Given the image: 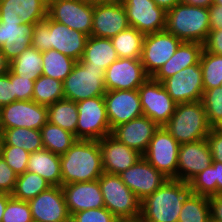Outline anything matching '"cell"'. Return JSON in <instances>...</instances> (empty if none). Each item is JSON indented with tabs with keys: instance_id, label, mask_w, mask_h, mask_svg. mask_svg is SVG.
I'll return each mask as SVG.
<instances>
[{
	"instance_id": "obj_22",
	"label": "cell",
	"mask_w": 222,
	"mask_h": 222,
	"mask_svg": "<svg viewBox=\"0 0 222 222\" xmlns=\"http://www.w3.org/2000/svg\"><path fill=\"white\" fill-rule=\"evenodd\" d=\"M88 35L81 31L73 30L51 20L48 17V45L49 50L54 49L65 56L80 61L84 53Z\"/></svg>"
},
{
	"instance_id": "obj_47",
	"label": "cell",
	"mask_w": 222,
	"mask_h": 222,
	"mask_svg": "<svg viewBox=\"0 0 222 222\" xmlns=\"http://www.w3.org/2000/svg\"><path fill=\"white\" fill-rule=\"evenodd\" d=\"M17 174L5 162L3 157L0 158V192L11 194L14 190L17 180Z\"/></svg>"
},
{
	"instance_id": "obj_9",
	"label": "cell",
	"mask_w": 222,
	"mask_h": 222,
	"mask_svg": "<svg viewBox=\"0 0 222 222\" xmlns=\"http://www.w3.org/2000/svg\"><path fill=\"white\" fill-rule=\"evenodd\" d=\"M179 148L180 144L175 138L159 127L142 156L167 178L177 179Z\"/></svg>"
},
{
	"instance_id": "obj_48",
	"label": "cell",
	"mask_w": 222,
	"mask_h": 222,
	"mask_svg": "<svg viewBox=\"0 0 222 222\" xmlns=\"http://www.w3.org/2000/svg\"><path fill=\"white\" fill-rule=\"evenodd\" d=\"M212 155V160L222 163V131L212 128L206 138Z\"/></svg>"
},
{
	"instance_id": "obj_13",
	"label": "cell",
	"mask_w": 222,
	"mask_h": 222,
	"mask_svg": "<svg viewBox=\"0 0 222 222\" xmlns=\"http://www.w3.org/2000/svg\"><path fill=\"white\" fill-rule=\"evenodd\" d=\"M162 84L176 104L201 101L204 87L200 63L182 69Z\"/></svg>"
},
{
	"instance_id": "obj_55",
	"label": "cell",
	"mask_w": 222,
	"mask_h": 222,
	"mask_svg": "<svg viewBox=\"0 0 222 222\" xmlns=\"http://www.w3.org/2000/svg\"><path fill=\"white\" fill-rule=\"evenodd\" d=\"M10 200V194L0 192V222L2 221V217L7 205V202Z\"/></svg>"
},
{
	"instance_id": "obj_60",
	"label": "cell",
	"mask_w": 222,
	"mask_h": 222,
	"mask_svg": "<svg viewBox=\"0 0 222 222\" xmlns=\"http://www.w3.org/2000/svg\"><path fill=\"white\" fill-rule=\"evenodd\" d=\"M217 128L222 131V123Z\"/></svg>"
},
{
	"instance_id": "obj_18",
	"label": "cell",
	"mask_w": 222,
	"mask_h": 222,
	"mask_svg": "<svg viewBox=\"0 0 222 222\" xmlns=\"http://www.w3.org/2000/svg\"><path fill=\"white\" fill-rule=\"evenodd\" d=\"M123 5L130 27L144 35L165 30L166 12L153 0H126Z\"/></svg>"
},
{
	"instance_id": "obj_44",
	"label": "cell",
	"mask_w": 222,
	"mask_h": 222,
	"mask_svg": "<svg viewBox=\"0 0 222 222\" xmlns=\"http://www.w3.org/2000/svg\"><path fill=\"white\" fill-rule=\"evenodd\" d=\"M72 222H121L107 208L79 211L71 216Z\"/></svg>"
},
{
	"instance_id": "obj_45",
	"label": "cell",
	"mask_w": 222,
	"mask_h": 222,
	"mask_svg": "<svg viewBox=\"0 0 222 222\" xmlns=\"http://www.w3.org/2000/svg\"><path fill=\"white\" fill-rule=\"evenodd\" d=\"M9 78L14 89V101L33 100L34 80L19 77L9 69Z\"/></svg>"
},
{
	"instance_id": "obj_11",
	"label": "cell",
	"mask_w": 222,
	"mask_h": 222,
	"mask_svg": "<svg viewBox=\"0 0 222 222\" xmlns=\"http://www.w3.org/2000/svg\"><path fill=\"white\" fill-rule=\"evenodd\" d=\"M181 43L180 39L166 30L145 35L141 62L146 74L153 77L175 54Z\"/></svg>"
},
{
	"instance_id": "obj_40",
	"label": "cell",
	"mask_w": 222,
	"mask_h": 222,
	"mask_svg": "<svg viewBox=\"0 0 222 222\" xmlns=\"http://www.w3.org/2000/svg\"><path fill=\"white\" fill-rule=\"evenodd\" d=\"M199 63L204 91L220 87L222 84V56L207 52L203 48Z\"/></svg>"
},
{
	"instance_id": "obj_17",
	"label": "cell",
	"mask_w": 222,
	"mask_h": 222,
	"mask_svg": "<svg viewBox=\"0 0 222 222\" xmlns=\"http://www.w3.org/2000/svg\"><path fill=\"white\" fill-rule=\"evenodd\" d=\"M103 97L111 131L143 115L138 90L106 91Z\"/></svg>"
},
{
	"instance_id": "obj_31",
	"label": "cell",
	"mask_w": 222,
	"mask_h": 222,
	"mask_svg": "<svg viewBox=\"0 0 222 222\" xmlns=\"http://www.w3.org/2000/svg\"><path fill=\"white\" fill-rule=\"evenodd\" d=\"M48 122L74 134L77 138V103L61 99L47 106Z\"/></svg>"
},
{
	"instance_id": "obj_61",
	"label": "cell",
	"mask_w": 222,
	"mask_h": 222,
	"mask_svg": "<svg viewBox=\"0 0 222 222\" xmlns=\"http://www.w3.org/2000/svg\"><path fill=\"white\" fill-rule=\"evenodd\" d=\"M0 133H2V129H1V119H0Z\"/></svg>"
},
{
	"instance_id": "obj_53",
	"label": "cell",
	"mask_w": 222,
	"mask_h": 222,
	"mask_svg": "<svg viewBox=\"0 0 222 222\" xmlns=\"http://www.w3.org/2000/svg\"><path fill=\"white\" fill-rule=\"evenodd\" d=\"M181 3L209 9L214 4V0H181Z\"/></svg>"
},
{
	"instance_id": "obj_43",
	"label": "cell",
	"mask_w": 222,
	"mask_h": 222,
	"mask_svg": "<svg viewBox=\"0 0 222 222\" xmlns=\"http://www.w3.org/2000/svg\"><path fill=\"white\" fill-rule=\"evenodd\" d=\"M30 153L23 148L11 145L3 146L2 157L17 175L27 171V164Z\"/></svg>"
},
{
	"instance_id": "obj_58",
	"label": "cell",
	"mask_w": 222,
	"mask_h": 222,
	"mask_svg": "<svg viewBox=\"0 0 222 222\" xmlns=\"http://www.w3.org/2000/svg\"><path fill=\"white\" fill-rule=\"evenodd\" d=\"M3 146H4L3 135H2V133H0V158L2 157Z\"/></svg>"
},
{
	"instance_id": "obj_19",
	"label": "cell",
	"mask_w": 222,
	"mask_h": 222,
	"mask_svg": "<svg viewBox=\"0 0 222 222\" xmlns=\"http://www.w3.org/2000/svg\"><path fill=\"white\" fill-rule=\"evenodd\" d=\"M212 161L206 139L180 144L177 180L189 183L197 174L211 165Z\"/></svg>"
},
{
	"instance_id": "obj_21",
	"label": "cell",
	"mask_w": 222,
	"mask_h": 222,
	"mask_svg": "<svg viewBox=\"0 0 222 222\" xmlns=\"http://www.w3.org/2000/svg\"><path fill=\"white\" fill-rule=\"evenodd\" d=\"M129 27L124 5L93 3L91 36L112 38Z\"/></svg>"
},
{
	"instance_id": "obj_25",
	"label": "cell",
	"mask_w": 222,
	"mask_h": 222,
	"mask_svg": "<svg viewBox=\"0 0 222 222\" xmlns=\"http://www.w3.org/2000/svg\"><path fill=\"white\" fill-rule=\"evenodd\" d=\"M70 216L89 209L105 207L98 180L61 186Z\"/></svg>"
},
{
	"instance_id": "obj_36",
	"label": "cell",
	"mask_w": 222,
	"mask_h": 222,
	"mask_svg": "<svg viewBox=\"0 0 222 222\" xmlns=\"http://www.w3.org/2000/svg\"><path fill=\"white\" fill-rule=\"evenodd\" d=\"M42 75L60 80L61 82L72 72L76 60L50 49L42 52Z\"/></svg>"
},
{
	"instance_id": "obj_16",
	"label": "cell",
	"mask_w": 222,
	"mask_h": 222,
	"mask_svg": "<svg viewBox=\"0 0 222 222\" xmlns=\"http://www.w3.org/2000/svg\"><path fill=\"white\" fill-rule=\"evenodd\" d=\"M28 203L33 222L71 221L61 186L49 187Z\"/></svg>"
},
{
	"instance_id": "obj_51",
	"label": "cell",
	"mask_w": 222,
	"mask_h": 222,
	"mask_svg": "<svg viewBox=\"0 0 222 222\" xmlns=\"http://www.w3.org/2000/svg\"><path fill=\"white\" fill-rule=\"evenodd\" d=\"M210 30L222 29V6L213 4L209 8Z\"/></svg>"
},
{
	"instance_id": "obj_20",
	"label": "cell",
	"mask_w": 222,
	"mask_h": 222,
	"mask_svg": "<svg viewBox=\"0 0 222 222\" xmlns=\"http://www.w3.org/2000/svg\"><path fill=\"white\" fill-rule=\"evenodd\" d=\"M34 24H25L22 19H0V50L11 62L31 47Z\"/></svg>"
},
{
	"instance_id": "obj_37",
	"label": "cell",
	"mask_w": 222,
	"mask_h": 222,
	"mask_svg": "<svg viewBox=\"0 0 222 222\" xmlns=\"http://www.w3.org/2000/svg\"><path fill=\"white\" fill-rule=\"evenodd\" d=\"M180 222H210L211 208L209 197L190 193L183 202Z\"/></svg>"
},
{
	"instance_id": "obj_54",
	"label": "cell",
	"mask_w": 222,
	"mask_h": 222,
	"mask_svg": "<svg viewBox=\"0 0 222 222\" xmlns=\"http://www.w3.org/2000/svg\"><path fill=\"white\" fill-rule=\"evenodd\" d=\"M156 5L165 12L171 10L175 5L181 3V0H153Z\"/></svg>"
},
{
	"instance_id": "obj_7",
	"label": "cell",
	"mask_w": 222,
	"mask_h": 222,
	"mask_svg": "<svg viewBox=\"0 0 222 222\" xmlns=\"http://www.w3.org/2000/svg\"><path fill=\"white\" fill-rule=\"evenodd\" d=\"M78 140H95L112 133L107 117L104 97H93L77 102Z\"/></svg>"
},
{
	"instance_id": "obj_8",
	"label": "cell",
	"mask_w": 222,
	"mask_h": 222,
	"mask_svg": "<svg viewBox=\"0 0 222 222\" xmlns=\"http://www.w3.org/2000/svg\"><path fill=\"white\" fill-rule=\"evenodd\" d=\"M47 16L70 29L91 36L93 2L87 0H48Z\"/></svg>"
},
{
	"instance_id": "obj_42",
	"label": "cell",
	"mask_w": 222,
	"mask_h": 222,
	"mask_svg": "<svg viewBox=\"0 0 222 222\" xmlns=\"http://www.w3.org/2000/svg\"><path fill=\"white\" fill-rule=\"evenodd\" d=\"M1 222H33L29 203L10 194Z\"/></svg>"
},
{
	"instance_id": "obj_26",
	"label": "cell",
	"mask_w": 222,
	"mask_h": 222,
	"mask_svg": "<svg viewBox=\"0 0 222 222\" xmlns=\"http://www.w3.org/2000/svg\"><path fill=\"white\" fill-rule=\"evenodd\" d=\"M48 0H0V19H17L36 24L47 17Z\"/></svg>"
},
{
	"instance_id": "obj_39",
	"label": "cell",
	"mask_w": 222,
	"mask_h": 222,
	"mask_svg": "<svg viewBox=\"0 0 222 222\" xmlns=\"http://www.w3.org/2000/svg\"><path fill=\"white\" fill-rule=\"evenodd\" d=\"M64 99L63 82L51 77L40 75L34 82L33 101L48 106Z\"/></svg>"
},
{
	"instance_id": "obj_24",
	"label": "cell",
	"mask_w": 222,
	"mask_h": 222,
	"mask_svg": "<svg viewBox=\"0 0 222 222\" xmlns=\"http://www.w3.org/2000/svg\"><path fill=\"white\" fill-rule=\"evenodd\" d=\"M159 125L142 115L112 130L111 135L127 147L144 154Z\"/></svg>"
},
{
	"instance_id": "obj_10",
	"label": "cell",
	"mask_w": 222,
	"mask_h": 222,
	"mask_svg": "<svg viewBox=\"0 0 222 222\" xmlns=\"http://www.w3.org/2000/svg\"><path fill=\"white\" fill-rule=\"evenodd\" d=\"M137 90L143 115L163 127L170 120L177 105L163 84L150 77Z\"/></svg>"
},
{
	"instance_id": "obj_12",
	"label": "cell",
	"mask_w": 222,
	"mask_h": 222,
	"mask_svg": "<svg viewBox=\"0 0 222 222\" xmlns=\"http://www.w3.org/2000/svg\"><path fill=\"white\" fill-rule=\"evenodd\" d=\"M1 129H38L48 122L47 106L33 100L14 101L0 108Z\"/></svg>"
},
{
	"instance_id": "obj_6",
	"label": "cell",
	"mask_w": 222,
	"mask_h": 222,
	"mask_svg": "<svg viewBox=\"0 0 222 222\" xmlns=\"http://www.w3.org/2000/svg\"><path fill=\"white\" fill-rule=\"evenodd\" d=\"M105 71L84 67L77 61L63 81L64 98L77 103L88 98L103 97L106 93Z\"/></svg>"
},
{
	"instance_id": "obj_59",
	"label": "cell",
	"mask_w": 222,
	"mask_h": 222,
	"mask_svg": "<svg viewBox=\"0 0 222 222\" xmlns=\"http://www.w3.org/2000/svg\"><path fill=\"white\" fill-rule=\"evenodd\" d=\"M214 4L222 6V0H214Z\"/></svg>"
},
{
	"instance_id": "obj_35",
	"label": "cell",
	"mask_w": 222,
	"mask_h": 222,
	"mask_svg": "<svg viewBox=\"0 0 222 222\" xmlns=\"http://www.w3.org/2000/svg\"><path fill=\"white\" fill-rule=\"evenodd\" d=\"M4 145L23 148L29 153L44 149L38 129L10 128L2 130Z\"/></svg>"
},
{
	"instance_id": "obj_33",
	"label": "cell",
	"mask_w": 222,
	"mask_h": 222,
	"mask_svg": "<svg viewBox=\"0 0 222 222\" xmlns=\"http://www.w3.org/2000/svg\"><path fill=\"white\" fill-rule=\"evenodd\" d=\"M145 35L129 27L110 38L119 58L141 59Z\"/></svg>"
},
{
	"instance_id": "obj_1",
	"label": "cell",
	"mask_w": 222,
	"mask_h": 222,
	"mask_svg": "<svg viewBox=\"0 0 222 222\" xmlns=\"http://www.w3.org/2000/svg\"><path fill=\"white\" fill-rule=\"evenodd\" d=\"M61 186L98 180L104 173L99 141L77 140L60 155Z\"/></svg>"
},
{
	"instance_id": "obj_32",
	"label": "cell",
	"mask_w": 222,
	"mask_h": 222,
	"mask_svg": "<svg viewBox=\"0 0 222 222\" xmlns=\"http://www.w3.org/2000/svg\"><path fill=\"white\" fill-rule=\"evenodd\" d=\"M42 65V52L31 46L10 62L9 69L19 77L36 81L42 75Z\"/></svg>"
},
{
	"instance_id": "obj_3",
	"label": "cell",
	"mask_w": 222,
	"mask_h": 222,
	"mask_svg": "<svg viewBox=\"0 0 222 222\" xmlns=\"http://www.w3.org/2000/svg\"><path fill=\"white\" fill-rule=\"evenodd\" d=\"M165 30L182 42L204 44L209 31V9L179 3L166 12Z\"/></svg>"
},
{
	"instance_id": "obj_41",
	"label": "cell",
	"mask_w": 222,
	"mask_h": 222,
	"mask_svg": "<svg viewBox=\"0 0 222 222\" xmlns=\"http://www.w3.org/2000/svg\"><path fill=\"white\" fill-rule=\"evenodd\" d=\"M202 103L212 128L222 123V88L216 87L203 92Z\"/></svg>"
},
{
	"instance_id": "obj_30",
	"label": "cell",
	"mask_w": 222,
	"mask_h": 222,
	"mask_svg": "<svg viewBox=\"0 0 222 222\" xmlns=\"http://www.w3.org/2000/svg\"><path fill=\"white\" fill-rule=\"evenodd\" d=\"M190 191L201 196L212 197L222 194V163L212 161L205 170L190 182Z\"/></svg>"
},
{
	"instance_id": "obj_52",
	"label": "cell",
	"mask_w": 222,
	"mask_h": 222,
	"mask_svg": "<svg viewBox=\"0 0 222 222\" xmlns=\"http://www.w3.org/2000/svg\"><path fill=\"white\" fill-rule=\"evenodd\" d=\"M211 208V221L222 222V194L209 198Z\"/></svg>"
},
{
	"instance_id": "obj_28",
	"label": "cell",
	"mask_w": 222,
	"mask_h": 222,
	"mask_svg": "<svg viewBox=\"0 0 222 222\" xmlns=\"http://www.w3.org/2000/svg\"><path fill=\"white\" fill-rule=\"evenodd\" d=\"M118 58L110 38L89 36L79 62L84 67H95L99 68V70H106Z\"/></svg>"
},
{
	"instance_id": "obj_38",
	"label": "cell",
	"mask_w": 222,
	"mask_h": 222,
	"mask_svg": "<svg viewBox=\"0 0 222 222\" xmlns=\"http://www.w3.org/2000/svg\"><path fill=\"white\" fill-rule=\"evenodd\" d=\"M49 187H51V185L43 177L36 173L26 171L17 176L11 196L28 202Z\"/></svg>"
},
{
	"instance_id": "obj_50",
	"label": "cell",
	"mask_w": 222,
	"mask_h": 222,
	"mask_svg": "<svg viewBox=\"0 0 222 222\" xmlns=\"http://www.w3.org/2000/svg\"><path fill=\"white\" fill-rule=\"evenodd\" d=\"M203 48L207 52L222 56V29L210 30Z\"/></svg>"
},
{
	"instance_id": "obj_2",
	"label": "cell",
	"mask_w": 222,
	"mask_h": 222,
	"mask_svg": "<svg viewBox=\"0 0 222 222\" xmlns=\"http://www.w3.org/2000/svg\"><path fill=\"white\" fill-rule=\"evenodd\" d=\"M190 185L177 179H168L155 192L141 201L138 222H176Z\"/></svg>"
},
{
	"instance_id": "obj_29",
	"label": "cell",
	"mask_w": 222,
	"mask_h": 222,
	"mask_svg": "<svg viewBox=\"0 0 222 222\" xmlns=\"http://www.w3.org/2000/svg\"><path fill=\"white\" fill-rule=\"evenodd\" d=\"M27 171L43 177L51 186H61L60 155L47 149L30 153Z\"/></svg>"
},
{
	"instance_id": "obj_14",
	"label": "cell",
	"mask_w": 222,
	"mask_h": 222,
	"mask_svg": "<svg viewBox=\"0 0 222 222\" xmlns=\"http://www.w3.org/2000/svg\"><path fill=\"white\" fill-rule=\"evenodd\" d=\"M148 78L141 59L118 58L105 71V88L137 90Z\"/></svg>"
},
{
	"instance_id": "obj_46",
	"label": "cell",
	"mask_w": 222,
	"mask_h": 222,
	"mask_svg": "<svg viewBox=\"0 0 222 222\" xmlns=\"http://www.w3.org/2000/svg\"><path fill=\"white\" fill-rule=\"evenodd\" d=\"M31 46L44 52L49 50L48 45V16L45 20L34 24L33 37L31 39Z\"/></svg>"
},
{
	"instance_id": "obj_49",
	"label": "cell",
	"mask_w": 222,
	"mask_h": 222,
	"mask_svg": "<svg viewBox=\"0 0 222 222\" xmlns=\"http://www.w3.org/2000/svg\"><path fill=\"white\" fill-rule=\"evenodd\" d=\"M12 102H14V89L8 71L0 76V108Z\"/></svg>"
},
{
	"instance_id": "obj_4",
	"label": "cell",
	"mask_w": 222,
	"mask_h": 222,
	"mask_svg": "<svg viewBox=\"0 0 222 222\" xmlns=\"http://www.w3.org/2000/svg\"><path fill=\"white\" fill-rule=\"evenodd\" d=\"M179 144L206 139L212 126L202 101L179 103L170 120L163 126Z\"/></svg>"
},
{
	"instance_id": "obj_27",
	"label": "cell",
	"mask_w": 222,
	"mask_h": 222,
	"mask_svg": "<svg viewBox=\"0 0 222 222\" xmlns=\"http://www.w3.org/2000/svg\"><path fill=\"white\" fill-rule=\"evenodd\" d=\"M203 50V44L198 42H182L175 54L152 77L155 81L163 82L165 79L180 72L191 65H196Z\"/></svg>"
},
{
	"instance_id": "obj_56",
	"label": "cell",
	"mask_w": 222,
	"mask_h": 222,
	"mask_svg": "<svg viewBox=\"0 0 222 222\" xmlns=\"http://www.w3.org/2000/svg\"><path fill=\"white\" fill-rule=\"evenodd\" d=\"M10 62L3 55L0 50V76L6 74L9 71Z\"/></svg>"
},
{
	"instance_id": "obj_5",
	"label": "cell",
	"mask_w": 222,
	"mask_h": 222,
	"mask_svg": "<svg viewBox=\"0 0 222 222\" xmlns=\"http://www.w3.org/2000/svg\"><path fill=\"white\" fill-rule=\"evenodd\" d=\"M98 181L105 208L121 222H138L141 215V201L125 185L120 176L104 172Z\"/></svg>"
},
{
	"instance_id": "obj_15",
	"label": "cell",
	"mask_w": 222,
	"mask_h": 222,
	"mask_svg": "<svg viewBox=\"0 0 222 222\" xmlns=\"http://www.w3.org/2000/svg\"><path fill=\"white\" fill-rule=\"evenodd\" d=\"M119 176L140 201L155 192L169 179L143 156Z\"/></svg>"
},
{
	"instance_id": "obj_57",
	"label": "cell",
	"mask_w": 222,
	"mask_h": 222,
	"mask_svg": "<svg viewBox=\"0 0 222 222\" xmlns=\"http://www.w3.org/2000/svg\"><path fill=\"white\" fill-rule=\"evenodd\" d=\"M126 0H94L93 3L96 4H118L123 5Z\"/></svg>"
},
{
	"instance_id": "obj_23",
	"label": "cell",
	"mask_w": 222,
	"mask_h": 222,
	"mask_svg": "<svg viewBox=\"0 0 222 222\" xmlns=\"http://www.w3.org/2000/svg\"><path fill=\"white\" fill-rule=\"evenodd\" d=\"M103 171L119 175L133 166L141 157L138 151L119 142L111 134L99 140Z\"/></svg>"
},
{
	"instance_id": "obj_34",
	"label": "cell",
	"mask_w": 222,
	"mask_h": 222,
	"mask_svg": "<svg viewBox=\"0 0 222 222\" xmlns=\"http://www.w3.org/2000/svg\"><path fill=\"white\" fill-rule=\"evenodd\" d=\"M40 131L44 149L58 155L64 154L78 140L71 132L50 122H47Z\"/></svg>"
}]
</instances>
